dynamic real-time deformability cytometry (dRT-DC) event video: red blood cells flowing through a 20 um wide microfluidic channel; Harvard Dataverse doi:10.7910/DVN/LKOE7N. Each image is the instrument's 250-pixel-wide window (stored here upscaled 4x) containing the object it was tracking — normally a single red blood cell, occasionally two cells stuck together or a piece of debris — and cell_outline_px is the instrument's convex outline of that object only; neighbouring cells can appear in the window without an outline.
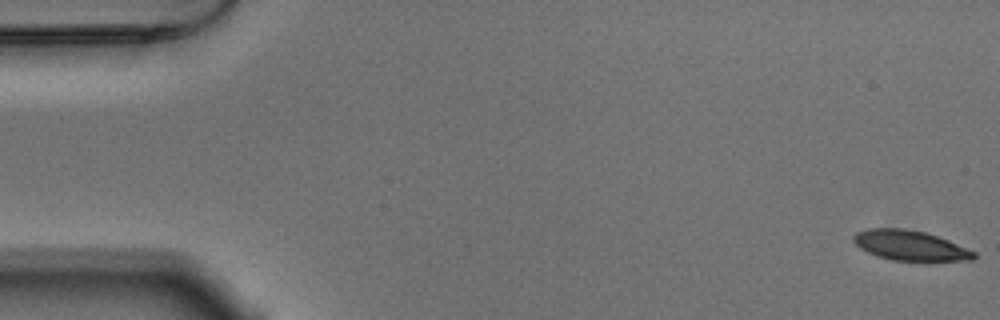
{"species": "Egyptian fruit bat (a non-hibernating species)", "species_latin": "Rousettus aegyptiacus", "temperature_condition": "warm", "stored_images_in_passage": 55, "camera_frame_rate_fps": 3000, "um_per_image_px": 0.085, "animal": {"sex": "male"}, "frame": {"image": 1, "passage_image": 1, "time_ms": 0.0, "image_size_px": [1000, 320], "cell_outline_px": [[976, 256], [972, 260], [892, 260], [876, 256], [860, 248], [852, 240], [852, 236], [856, 232], [868, 228], [904, 228], [924, 232], [948, 240], [976, 252]], "centroid_in_image_um": [77.31, 20.85], "position_along_channel_um": 7.7, "area_um2": 20.87}}
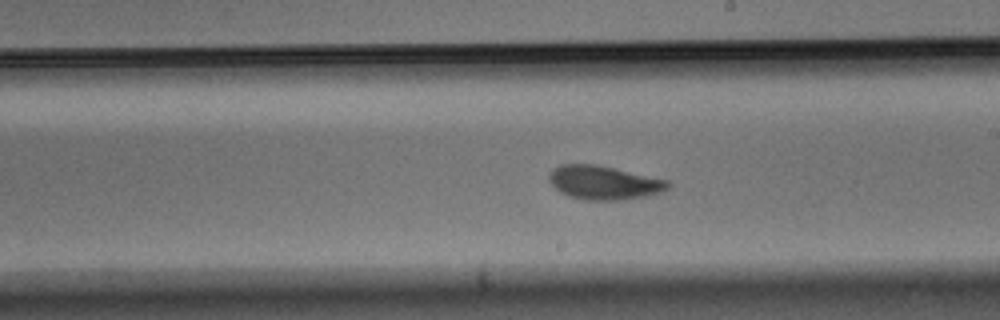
{"frame": {"image": 2, "passage_image": 31, "time_ms": 10.0, "image_size_px": [1000, 320], "cell_outline_px": [[672, 184], [664, 192], [624, 200], [584, 200], [568, 196], [560, 192], [548, 180], [548, 176], [552, 168], [560, 164], [596, 164], [668, 180]], "centroid_in_image_um": [51.32, 15.52], "position_along_channel_um": 237.7, "area_um2": 23.58}}
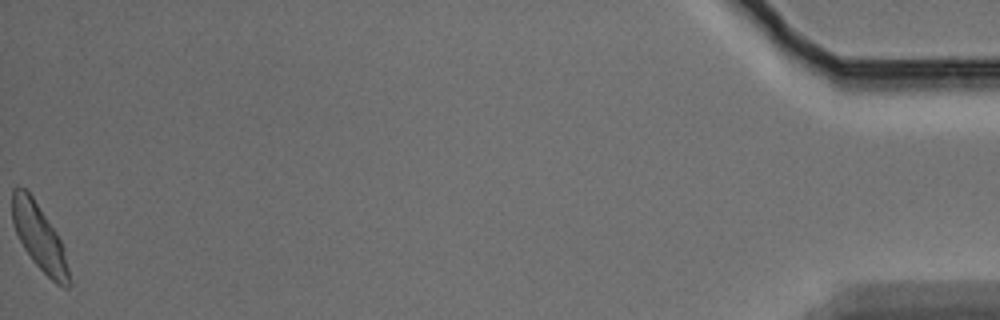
{"frame": {"image": 3, "passage_image": 55, "time_ms": 18.0, "image_size_px": [1000, 320], "cell_outline_px": [[72, 284], [68, 288], [64, 288], [56, 284], [32, 260], [24, 248], [16, 232], [12, 220], [12, 188], [24, 188], [32, 196], [56, 232], [64, 248]], "centroid_in_image_um": [3.36, 20.21], "position_along_channel_um": 431.8, "area_um2": 21.62}, "authors_computed_cell_mechanics": {"area_um2": 22.542, "velocity_mm_per_s": 3.6891, "shape_relaxation_time_tau1_ms": 3.7202, "shape_relaxation_time_tau2_ms": 2.2734, "deformation_change_tau1": 0.1417, "deformation_change_tau2": 0.0744}}